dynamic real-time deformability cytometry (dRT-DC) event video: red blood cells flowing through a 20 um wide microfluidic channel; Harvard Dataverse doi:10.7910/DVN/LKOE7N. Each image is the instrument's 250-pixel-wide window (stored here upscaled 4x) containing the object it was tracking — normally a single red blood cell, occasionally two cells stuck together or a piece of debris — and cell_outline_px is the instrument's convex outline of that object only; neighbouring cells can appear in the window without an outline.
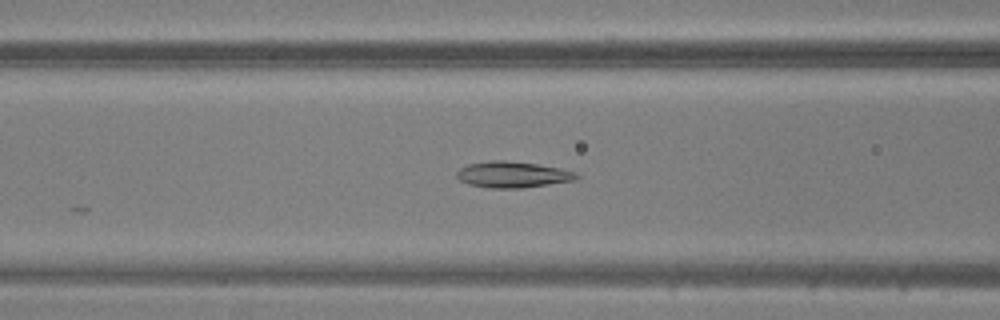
{"species": "common noctule bat (a hibernating species)", "species_latin": "Nyctalus noctula", "temperature_condition": "warm", "stored_images_in_passage": 19, "camera_frame_rate_fps": 3000, "um_per_image_px": 0.085, "animal": {"sex": "male", "body_mass_g": 20.5, "forearm_length_mm": 52.5}, "frame": {"image": 1, "passage_image": 19, "time_ms": 6.0, "image_size_px": [1000, 320], "cell_outline_px": [[580, 176], [576, 180], [524, 188], [488, 188], [468, 184], [460, 180], [456, 176], [456, 172], [460, 168], [468, 164], [492, 160], [504, 160], [536, 164], [560, 168], [576, 172]], "centroid_in_image_um": [43.58, 14.84], "position_along_channel_um": 123.0, "area_um2": 18.32}}